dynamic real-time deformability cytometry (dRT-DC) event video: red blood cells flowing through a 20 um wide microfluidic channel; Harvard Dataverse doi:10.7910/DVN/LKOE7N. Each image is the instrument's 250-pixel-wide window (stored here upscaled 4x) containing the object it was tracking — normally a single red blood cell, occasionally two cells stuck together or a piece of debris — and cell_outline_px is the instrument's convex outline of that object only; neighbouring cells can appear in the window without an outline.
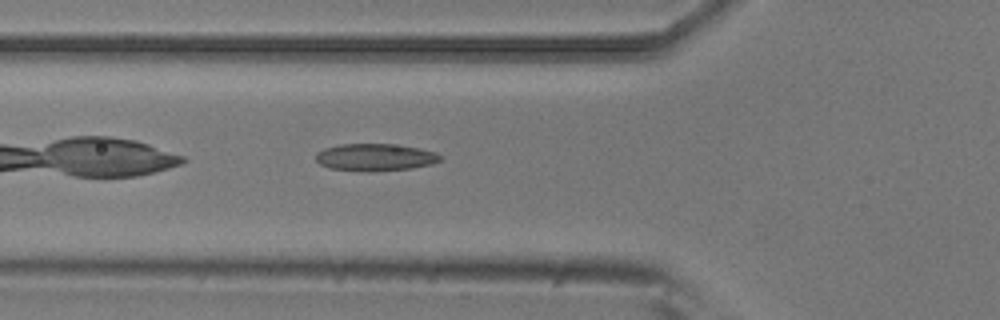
{"species": "common noctule bat (a hibernating species)", "species_latin": "Nyctalus noctula", "temperature_condition": "room temperature", "stored_images_in_passage": 3, "camera_frame_rate_fps": 3000, "um_per_image_px": 0.085, "animal": {"sex": "male", "body_mass_g": 20.5, "forearm_length_mm": 52.5}, "frame": {"image": 1, "passage_image": 3, "time_ms": 0.667, "image_size_px": [1000, 320], "cell_outline_px": [[444, 160], [432, 164], [412, 168], [368, 172], [328, 168], [320, 164], [316, 160], [316, 152], [324, 148], [340, 144], [392, 144], [420, 148], [436, 152], [444, 156]], "centroid_in_image_um": [31.93, 13.37], "position_along_channel_um": 93.9, "area_um2": 20.06}}